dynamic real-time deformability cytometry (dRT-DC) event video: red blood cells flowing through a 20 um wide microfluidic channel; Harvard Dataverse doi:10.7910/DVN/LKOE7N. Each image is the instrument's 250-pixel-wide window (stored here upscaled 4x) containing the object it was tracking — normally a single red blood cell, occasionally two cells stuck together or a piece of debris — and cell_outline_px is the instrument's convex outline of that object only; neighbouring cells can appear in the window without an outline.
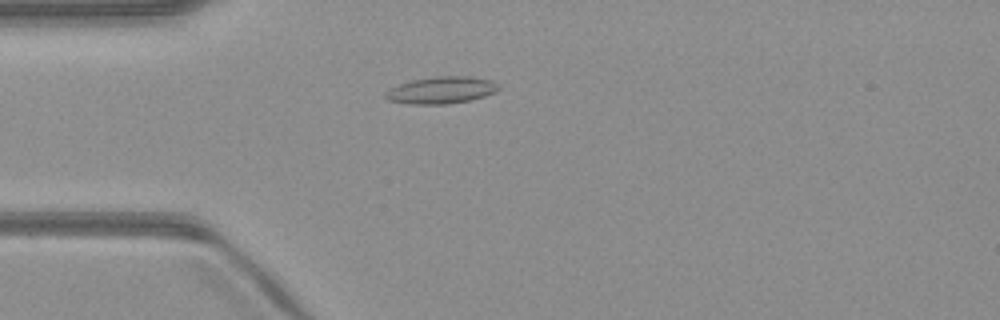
{"species": "common noctule bat (a hibernating species)", "species_latin": "Nyctalus noctula", "temperature_condition": "warm", "stored_images_in_passage": 51, "camera_frame_rate_fps": 3000, "um_per_image_px": 0.085, "animal": {"sex": "male", "body_mass_g": 23.1, "forearm_length_mm": 52.7}, "frame": {"image": 1, "passage_image": 14, "time_ms": 4.333, "image_size_px": [1000, 320], "cell_outline_px": [[500, 88], [496, 92], [484, 96], [468, 100], [448, 104], [408, 104], [388, 100], [384, 96], [384, 92], [400, 84], [412, 80], [436, 76], [472, 76], [492, 80], [500, 84]], "centroid_in_image_um": [37.55, 7.65], "position_along_channel_um": 47.5, "area_um2": 17.86}}
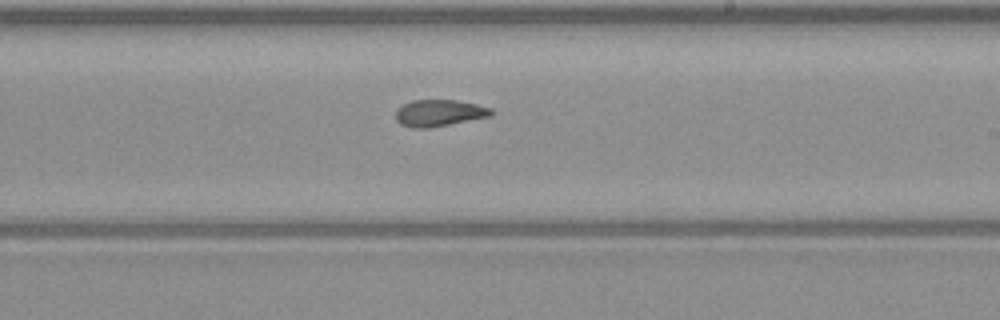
{"frame": {"image": 2, "passage_image": 30, "time_ms": 9.667, "image_size_px": [1000, 320], "cell_outline_px": [[492, 116], [428, 128], [412, 128], [400, 124], [396, 120], [396, 108], [412, 100], [456, 100], [476, 104], [492, 108]], "centroid_in_image_um": [37.31, 9.6], "position_along_channel_um": 251.7, "area_um2": 14.85}}
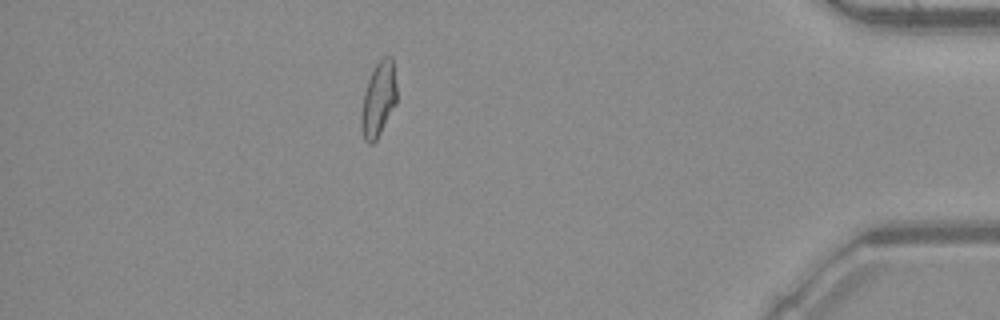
{"frame": {"image": 3, "passage_image": 45, "time_ms": 14.667, "image_size_px": [1000, 320], "cell_outline_px": [[396, 104], [376, 140], [372, 144], [368, 144], [364, 140], [360, 128], [360, 112], [364, 92], [368, 80], [376, 64], [384, 56], [392, 56], [396, 84]], "centroid_in_image_um": [32.15, 8.48], "position_along_channel_um": 403.1, "area_um2": 15.55}, "authors_computed_cell_mechanics": {"area_um2": 15.7794, "velocity_mm_per_s": 4.0415, "shape_relaxation_time_tau1_ms": null, "shape_relaxation_time_tau2_ms": 3.2919, "deformation_change_tau1": null, "deformation_change_tau2": 0.104}}